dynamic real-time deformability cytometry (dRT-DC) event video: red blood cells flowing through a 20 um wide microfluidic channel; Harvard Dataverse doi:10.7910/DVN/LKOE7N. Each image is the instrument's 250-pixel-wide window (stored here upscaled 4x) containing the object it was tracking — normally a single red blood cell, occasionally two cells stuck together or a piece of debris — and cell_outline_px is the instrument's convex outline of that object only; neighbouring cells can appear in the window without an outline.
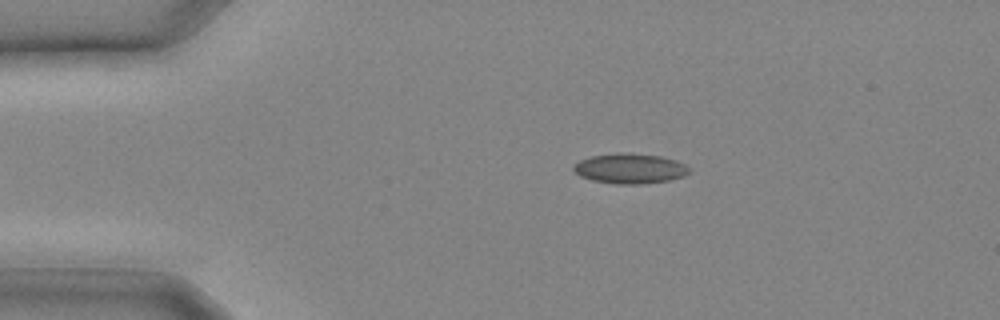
{"species": "common noctule bat (a hibernating species)", "species_latin": "Nyctalus noctula", "temperature_condition": "cold", "stored_images_in_passage": 9, "camera_frame_rate_fps": 3000, "um_per_image_px": 0.085, "animal": {"sex": "male", "body_mass_g": 20.4}, "frame": {"image": 1, "passage_image": 1, "time_ms": 0.0, "image_size_px": [1000, 320], "cell_outline_px": [[692, 172], [684, 176], [668, 180], [640, 184], [616, 184], [592, 180], [580, 176], [572, 168], [580, 160], [592, 156], [620, 152], [624, 152], [660, 156], [676, 160], [692, 168]], "centroid_in_image_um": [53.59, 14.32], "position_along_channel_um": 31.4, "area_um2": 20.29}}
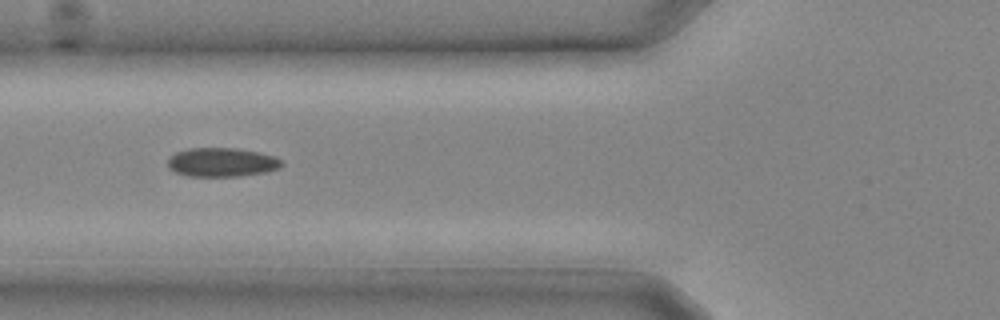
{"frame": {"image": 2, "passage_image": 6, "time_ms": 1.667, "image_size_px": [1000, 320], "cell_outline_px": [[284, 164], [280, 168], [264, 172], [240, 176], [188, 176], [176, 172], [168, 168], [168, 160], [176, 152], [188, 148], [236, 148], [260, 152], [276, 156]], "centroid_in_image_um": [18.88, 13.79], "position_along_channel_um": 106.9, "area_um2": 19.25}}
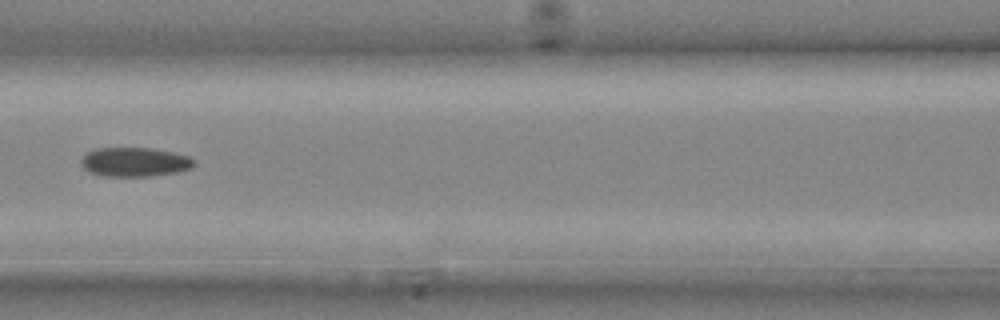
{"frame": {"image": 3, "passage_image": 8, "time_ms": 2.333, "image_size_px": [1000, 320], "cell_outline_px": [[196, 164], [192, 168], [176, 172], [148, 176], [104, 176], [88, 172], [80, 164], [80, 160], [88, 152], [96, 148], [152, 148], [172, 152], [188, 156], [196, 160]], "centroid_in_image_um": [11.45, 13.77], "position_along_channel_um": 155.1, "area_um2": 19.25}}